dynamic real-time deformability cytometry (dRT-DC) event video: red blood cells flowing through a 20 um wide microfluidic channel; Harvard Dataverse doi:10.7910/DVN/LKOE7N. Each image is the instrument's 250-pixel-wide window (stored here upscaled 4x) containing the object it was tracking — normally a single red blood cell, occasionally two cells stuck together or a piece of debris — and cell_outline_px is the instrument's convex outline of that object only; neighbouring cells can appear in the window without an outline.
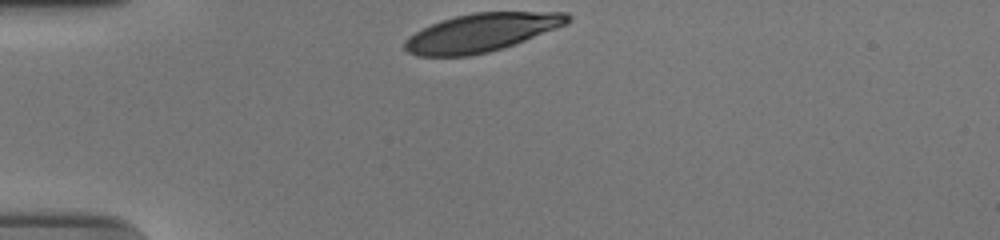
{"species": "human", "species_latin": "Homo sapiens", "temperature_condition": "cold", "stored_images_in_passage": 32, "camera_frame_rate_fps": 3000, "um_per_image_px": 0.085, "donor": {"sex": "male"}, "frame": {"image": 1, "passage_image": 1, "time_ms": 0.0, "image_size_px": [1000, 240], "cell_outline_px": [[572, 20], [568, 24], [516, 44], [504, 48], [488, 52], [468, 56], [416, 56], [408, 52], [404, 48], [404, 40], [408, 36], [440, 20], [472, 12], [568, 12], [572, 16]], "centroid_in_image_um": [40.96, 2.76], "position_along_channel_um": 44.0, "area_um2": 36.59}}
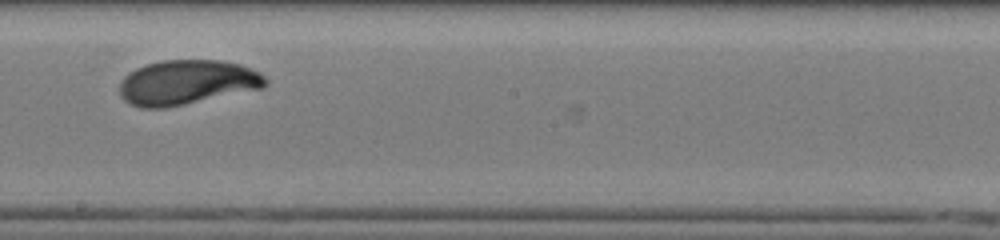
{"frame": {"image": 2, "passage_image": 19, "time_ms": 6.0, "image_size_px": [1000, 240], "cell_outline_px": [[268, 84], [264, 88], [164, 108], [140, 108], [128, 104], [120, 96], [120, 80], [128, 72], [144, 64], [160, 60], [220, 60], [240, 64], [260, 72], [268, 80]], "centroid_in_image_um": [15.87, 7.0], "position_along_channel_um": 232.3, "area_um2": 38.38}}
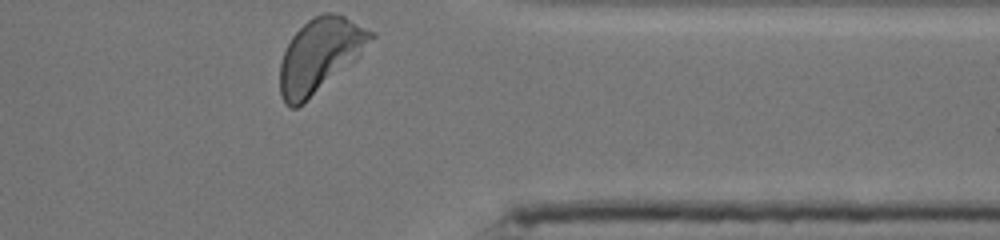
{"frame": {"image": 3, "passage_image": 32, "time_ms": 10.333, "image_size_px": [1000, 240], "cell_outline_px": [[376, 36], [360, 56], [356, 60], [304, 104], [296, 108], [288, 108], [284, 104], [280, 96], [280, 64], [284, 52], [292, 36], [308, 20], [324, 12], [332, 12], [344, 16], [376, 32]], "centroid_in_image_um": [27.21, 4.72], "position_along_channel_um": 384.2, "area_um2": 39.36}, "authors_computed_cell_mechanics": {"area_um2": 37.6567, "velocity_mm_per_s": 3.6755, "shape_relaxation_time_tau1_ms": 2.3689, "shape_relaxation_time_tau2_ms": 1.0597, "deformation_change_tau1": 0.1395, "deformation_change_tau2": 0.0463}}